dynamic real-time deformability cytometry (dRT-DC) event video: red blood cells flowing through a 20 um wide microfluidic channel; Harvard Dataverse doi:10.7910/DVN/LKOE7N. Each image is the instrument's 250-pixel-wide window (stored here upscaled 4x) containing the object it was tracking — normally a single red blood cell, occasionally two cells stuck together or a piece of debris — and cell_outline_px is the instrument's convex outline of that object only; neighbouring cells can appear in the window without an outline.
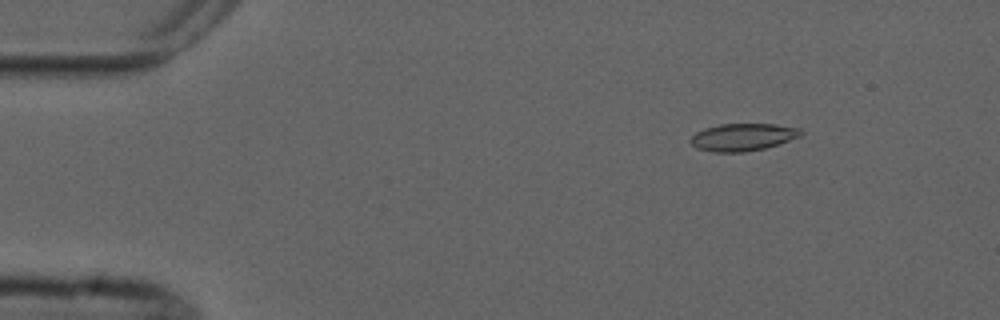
{"species": "common noctule bat (a hibernating species)", "species_latin": "Nyctalus noctula", "temperature_condition": "cold", "stored_images_in_passage": 10, "camera_frame_rate_fps": 3000, "um_per_image_px": 0.085, "animal": {"sex": "male", "forearm_length_mm": 52.5}, "frame": {"image": 1, "passage_image": 2, "time_ms": 1.333, "image_size_px": [1000, 320], "cell_outline_px": [[804, 132], [800, 136], [764, 148], [744, 152], [712, 152], [696, 148], [688, 140], [696, 132], [704, 128], [720, 124], [776, 124], [800, 128]], "centroid_in_image_um": [63.1, 11.65], "position_along_channel_um": 21.9, "area_um2": 17.57}}
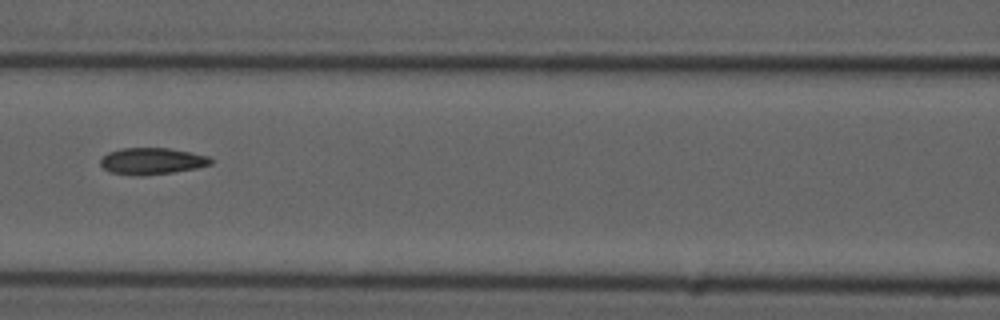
{"frame": {"image": 2, "passage_image": 7, "time_ms": 7.0, "image_size_px": [1000, 320], "cell_outline_px": [[212, 164], [196, 168], [172, 172], [140, 176], [108, 172], [100, 164], [100, 160], [108, 152], [120, 148], [168, 148], [208, 156], [212, 160]], "centroid_in_image_um": [12.88, 13.69], "position_along_channel_um": 153.7, "area_um2": 16.99}}
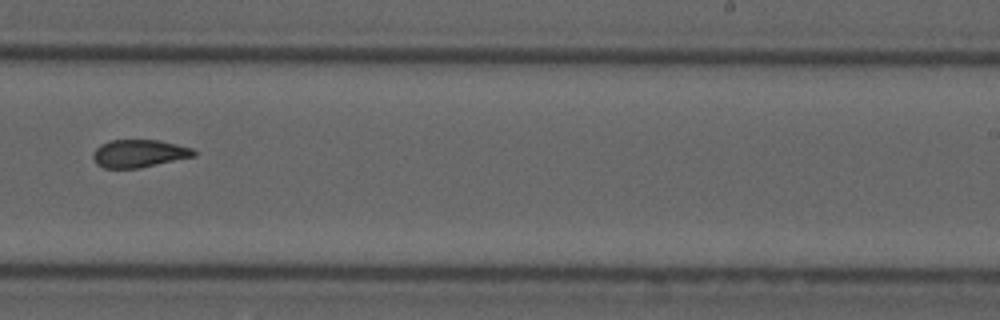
{"frame": {"image": 3, "passage_image": 10, "time_ms": 10.333, "image_size_px": [1000, 320], "cell_outline_px": [[196, 156], [140, 168], [104, 168], [96, 164], [92, 156], [96, 148], [100, 144], [108, 140], [160, 140], [192, 148], [196, 152]], "centroid_in_image_um": [11.81, 13.04], "position_along_channel_um": 277.2, "area_um2": 16.42}}